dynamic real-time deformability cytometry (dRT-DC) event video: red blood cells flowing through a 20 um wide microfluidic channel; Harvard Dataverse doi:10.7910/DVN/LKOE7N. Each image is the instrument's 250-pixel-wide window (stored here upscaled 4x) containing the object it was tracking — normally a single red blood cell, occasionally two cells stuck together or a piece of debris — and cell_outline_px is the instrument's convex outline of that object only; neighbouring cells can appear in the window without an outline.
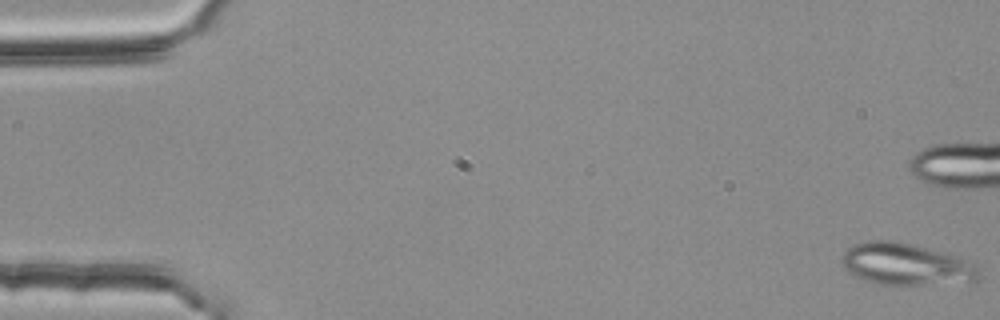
{"species": "common noctule bat (a hibernating species)", "species_latin": "Nyctalus noctula", "temperature_condition": "room temperature", "stored_images_in_passage": 54, "segment_of_instrument_passage": [1, 2], "camera_frame_rate_fps": 3000, "um_per_image_px": 0.085, "animal": {"sex": "female", "body_mass_g": 25.1}, "frame": {"image": 1, "passage_image": 1, "time_ms": 0.0, "image_size_px": [1000, 320], "cell_outline_px": [[980, 280], [924, 284], [876, 284], [844, 268], [844, 252], [852, 244], [868, 240], [892, 240], [912, 244], [956, 256], [968, 260], [976, 264], [980, 268]], "centroid_in_image_um": [77.06, 22.44], "position_along_channel_um": 7.9, "area_um2": 32.83}}